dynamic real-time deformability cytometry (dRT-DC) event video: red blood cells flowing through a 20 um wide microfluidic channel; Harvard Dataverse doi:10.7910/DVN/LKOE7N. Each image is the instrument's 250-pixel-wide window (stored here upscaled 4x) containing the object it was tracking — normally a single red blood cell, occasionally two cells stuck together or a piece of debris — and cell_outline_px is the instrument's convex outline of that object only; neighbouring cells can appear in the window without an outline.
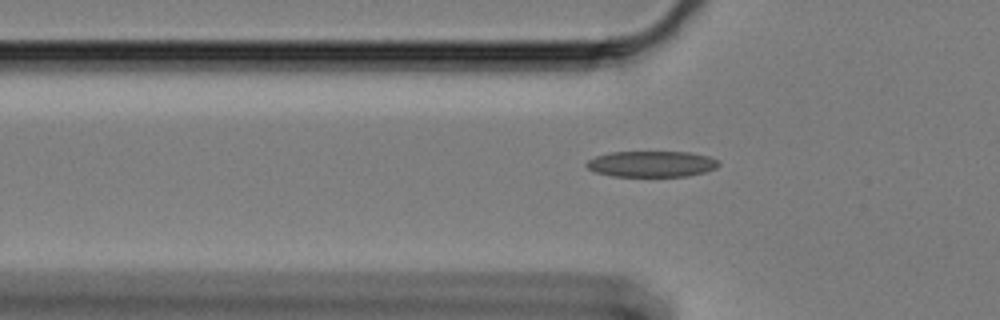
{"species": "Egyptian fruit bat (a non-hibernating species)", "species_latin": "Rousettus aegyptiacus", "temperature_condition": "cold", "stored_images_in_passage": 40, "camera_frame_rate_fps": 3000, "um_per_image_px": 0.085, "animal": {"sex": "female"}, "frame": {"image": 1, "passage_image": 5, "time_ms": 1.333, "image_size_px": [1000, 320], "cell_outline_px": [[720, 164], [716, 168], [704, 172], [688, 176], [612, 176], [596, 172], [588, 168], [584, 164], [588, 160], [596, 156], [612, 152], [688, 152], [708, 156], [716, 160]], "centroid_in_image_um": [55.37, 13.94], "position_along_channel_um": 70.4, "area_um2": 19.88}}
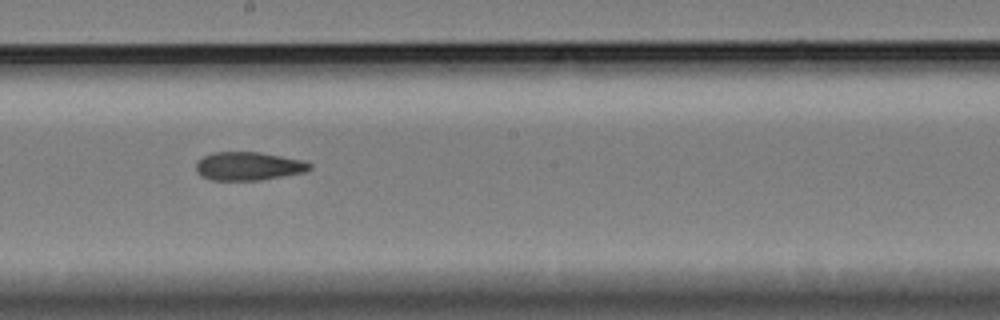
{"frame": {"image": 2, "passage_image": 19, "time_ms": 6.0, "image_size_px": [1000, 320], "cell_outline_px": [[312, 168], [304, 172], [260, 180], [212, 180], [200, 176], [196, 172], [196, 160], [212, 152], [260, 152], [304, 160], [312, 164]], "centroid_in_image_um": [21.1, 14.12], "position_along_channel_um": 227.1, "area_um2": 18.96}}
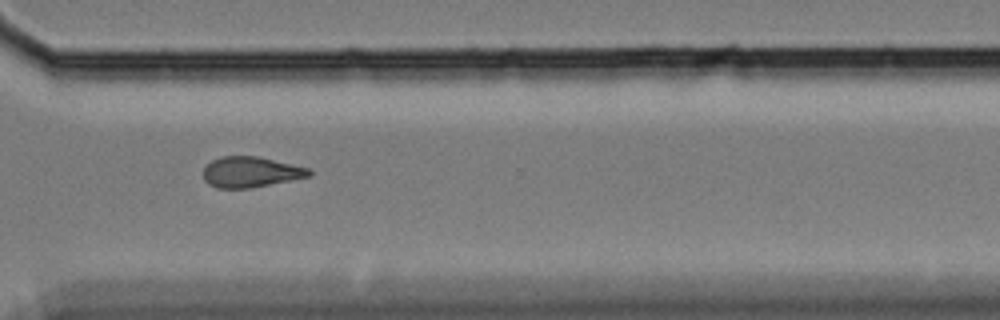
{"frame": {"image": 3, "passage_image": 30, "time_ms": 9.667, "image_size_px": [1000, 320], "cell_outline_px": [[312, 176], [252, 188], [216, 188], [208, 184], [204, 180], [204, 168], [212, 160], [220, 156], [256, 156], [292, 164], [308, 168], [312, 172]], "centroid_in_image_um": [21.31, 14.63], "position_along_channel_um": 349.3, "area_um2": 18.9}, "authors_computed_cell_mechanics": {"area_um2": 18.9006, "velocity_mm_per_s": 3.3308, "shape_relaxation_time_tau1_ms": 6.867, "shape_relaxation_time_tau2_ms": 6.6727, "deformation_change_tau1": 0.1553, "deformation_change_tau2": 0.1517}}